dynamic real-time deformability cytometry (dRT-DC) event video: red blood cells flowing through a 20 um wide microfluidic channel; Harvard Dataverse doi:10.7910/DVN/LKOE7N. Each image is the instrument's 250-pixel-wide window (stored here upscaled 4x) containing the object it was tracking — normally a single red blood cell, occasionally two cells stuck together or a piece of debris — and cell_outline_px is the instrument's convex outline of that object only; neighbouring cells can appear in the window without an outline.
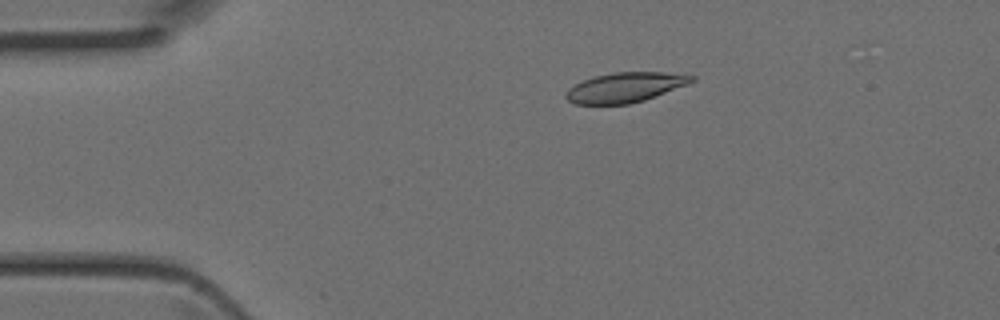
{"species": "Egyptian fruit bat (a non-hibernating species)", "species_latin": "Rousettus aegyptiacus", "temperature_condition": "room temperature", "stored_images_in_passage": 42, "camera_frame_rate_fps": 3000, "um_per_image_px": 0.085, "animal": {"sex": "female"}, "frame": {"image": 1, "passage_image": 7, "time_ms": 2.0, "image_size_px": [1000, 320], "cell_outline_px": [[696, 80], [688, 84], [644, 100], [628, 104], [576, 104], [568, 100], [564, 96], [564, 92], [568, 88], [584, 80], [596, 76], [616, 72], [664, 72], [696, 76]], "centroid_in_image_um": [53.14, 7.43], "position_along_channel_um": 31.9, "area_um2": 21.73}}
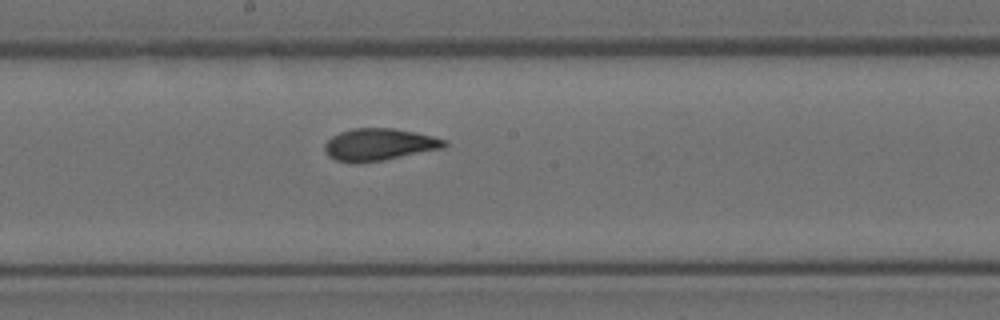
{"frame": {"image": 2, "passage_image": 22, "time_ms": 7.0, "image_size_px": [1000, 320], "cell_outline_px": [[448, 144], [444, 148], [384, 160], [356, 164], [336, 160], [328, 156], [324, 152], [324, 144], [332, 136], [340, 132], [352, 128], [392, 128], [416, 132], [448, 140]], "centroid_in_image_um": [32.22, 12.29], "position_along_channel_um": 216.0, "area_um2": 22.66}}
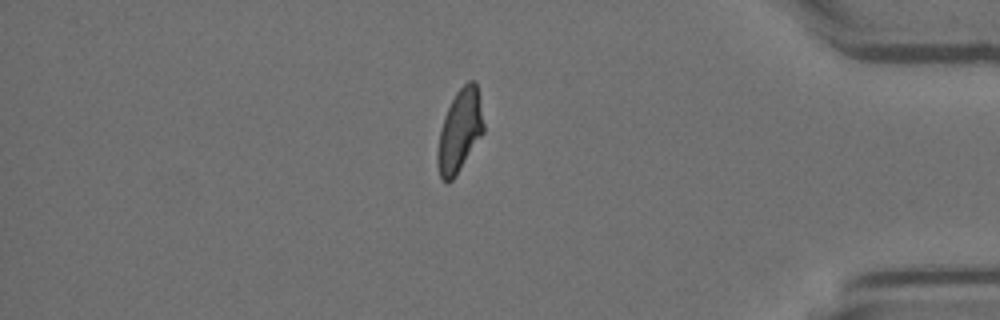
{"frame": {"image": 3, "passage_image": 36, "time_ms": 11.667, "image_size_px": [1000, 320], "cell_outline_px": [[484, 132], [456, 176], [448, 184], [440, 176], [436, 164], [436, 156], [440, 132], [444, 116], [456, 92], [468, 80], [472, 80], [476, 84], [484, 124]], "centroid_in_image_um": [39.06, 11.16], "position_along_channel_um": 396.1, "area_um2": 21.96}}